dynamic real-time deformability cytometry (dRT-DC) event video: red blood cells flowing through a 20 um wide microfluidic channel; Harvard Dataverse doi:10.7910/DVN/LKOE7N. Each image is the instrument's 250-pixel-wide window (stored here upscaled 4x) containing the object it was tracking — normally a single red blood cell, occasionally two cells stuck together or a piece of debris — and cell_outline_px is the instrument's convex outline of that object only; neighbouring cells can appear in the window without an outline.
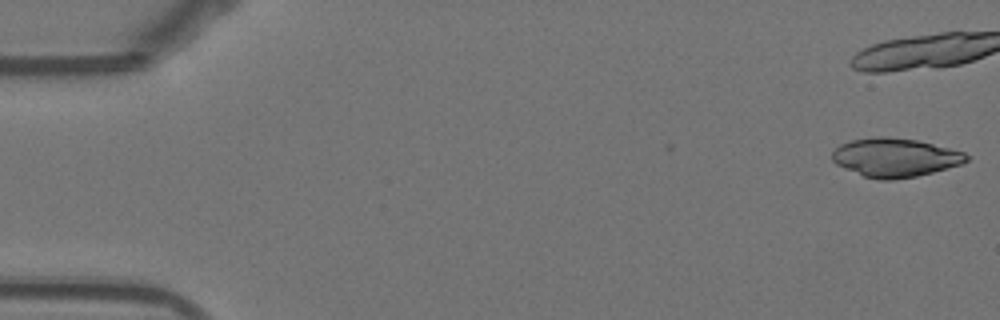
{"species": "Egyptian fruit bat (a non-hibernating species)", "species_latin": "Rousettus aegyptiacus", "temperature_condition": "warm", "stored_images_in_passage": 15, "camera_frame_rate_fps": 3000, "um_per_image_px": 0.085, "animal": {"sex": "female"}, "frame": {"image": 1, "passage_image": 1, "time_ms": 0.0, "image_size_px": [1000, 320], "cell_outline_px": [[968, 160], [960, 164], [932, 172], [916, 176], [892, 180], [876, 180], [864, 176], [844, 168], [836, 164], [832, 160], [832, 152], [840, 144], [852, 140], [876, 136], [888, 136], [916, 140], [964, 152], [968, 156]], "centroid_in_image_um": [76.04, 13.39], "position_along_channel_um": 9.0, "area_um2": 30.11}}